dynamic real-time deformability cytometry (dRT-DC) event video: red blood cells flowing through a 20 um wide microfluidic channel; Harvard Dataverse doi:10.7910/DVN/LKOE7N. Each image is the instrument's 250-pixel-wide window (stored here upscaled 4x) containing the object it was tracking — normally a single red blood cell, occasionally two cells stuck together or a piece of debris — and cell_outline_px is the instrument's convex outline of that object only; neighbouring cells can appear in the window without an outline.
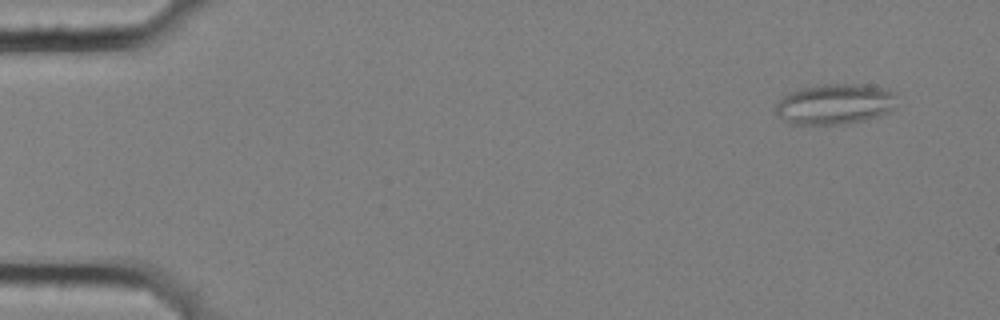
{"species": "common noctule bat (a hibernating species)", "species_latin": "Nyctalus noctula", "temperature_condition": "cold", "stored_images_in_passage": 4, "camera_frame_rate_fps": 3000, "um_per_image_px": 0.085, "animal": {"sex": "female", "body_mass_g": 25.1}, "frame": {"image": 1, "passage_image": 1, "time_ms": 0.0, "image_size_px": [1000, 320], "cell_outline_px": [[896, 108], [888, 112], [864, 120], [840, 124], [792, 124], [780, 116], [776, 112], [776, 104], [788, 92], [800, 88], [824, 84], [864, 84], [880, 88], [896, 96]], "centroid_in_image_um": [70.95, 8.84], "position_along_channel_um": 14.0, "area_um2": 28.26}}